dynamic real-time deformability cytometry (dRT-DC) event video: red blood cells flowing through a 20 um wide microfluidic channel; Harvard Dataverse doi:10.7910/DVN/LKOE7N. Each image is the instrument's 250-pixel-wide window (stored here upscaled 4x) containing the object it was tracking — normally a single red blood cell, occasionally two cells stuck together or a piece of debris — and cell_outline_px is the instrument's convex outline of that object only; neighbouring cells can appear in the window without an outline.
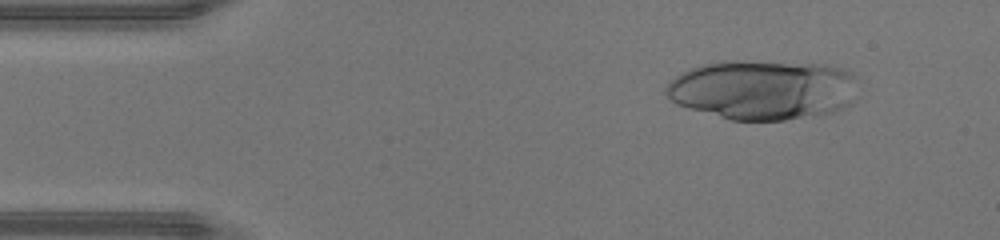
{"species": "human", "species_latin": "Homo sapiens", "temperature_condition": "warm", "stored_images_in_passage": 13, "camera_frame_rate_fps": 3000, "um_per_image_px": 0.085, "donor": {"sex": "male"}, "frame": {"image": 1, "passage_image": 5, "time_ms": 1.333, "image_size_px": [1000, 240], "cell_outline_px": [[856, 76], [852, 104], [832, 112], [784, 120], [732, 120], [688, 108], [676, 104], [664, 96], [664, 88], [676, 76], [688, 68], [720, 60], [736, 60], [824, 64], [844, 68]], "centroid_in_image_um": [64.81, 7.61], "position_along_channel_um": 20.2, "area_um2": 67.34}}